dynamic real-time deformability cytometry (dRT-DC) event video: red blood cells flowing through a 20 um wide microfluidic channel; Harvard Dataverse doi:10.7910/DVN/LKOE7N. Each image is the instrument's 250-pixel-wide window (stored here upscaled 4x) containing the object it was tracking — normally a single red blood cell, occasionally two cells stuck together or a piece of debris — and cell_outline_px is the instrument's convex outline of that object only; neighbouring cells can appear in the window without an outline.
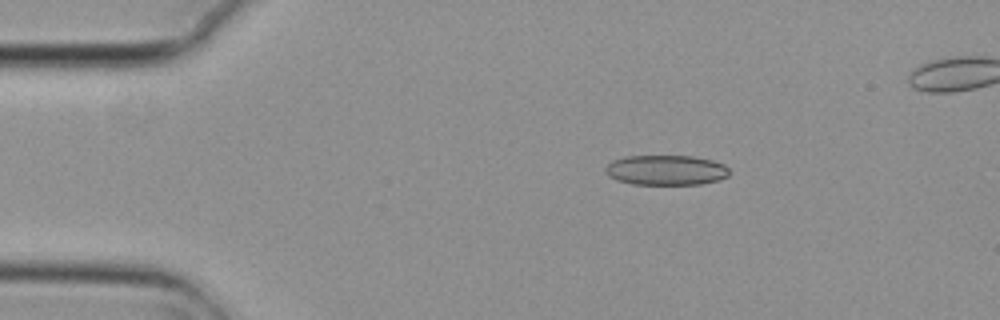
{"species": "common noctule bat (a hibernating species)", "species_latin": "Nyctalus noctula", "temperature_condition": "cold", "stored_images_in_passage": 5, "camera_frame_rate_fps": 3000, "um_per_image_px": 0.085, "animal": {"sex": "female", "body_mass_g": 29.2, "forearm_length_mm": 56.3}, "frame": {"image": 1, "passage_image": 2, "time_ms": 0.333, "image_size_px": [1000, 320], "cell_outline_px": [[728, 176], [720, 180], [700, 184], [632, 184], [616, 180], [608, 176], [604, 172], [604, 168], [612, 160], [624, 156], [692, 156], [712, 160], [724, 164], [728, 168]], "centroid_in_image_um": [56.58, 14.46], "position_along_channel_um": 28.4, "area_um2": 21.85}}
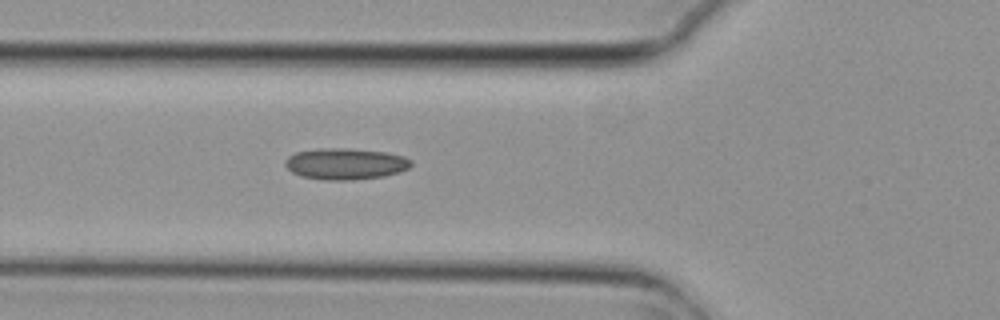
{"frame": {"image": 2, "passage_image": 5, "time_ms": 1.333, "image_size_px": [1000, 320], "cell_outline_px": [[412, 164], [408, 168], [400, 172], [384, 176], [352, 180], [328, 180], [300, 176], [292, 172], [284, 164], [284, 160], [288, 156], [296, 152], [316, 148], [352, 148], [388, 152], [404, 156], [412, 160]], "centroid_in_image_um": [29.37, 13.91], "position_along_channel_um": 96.4, "area_um2": 23.29}}